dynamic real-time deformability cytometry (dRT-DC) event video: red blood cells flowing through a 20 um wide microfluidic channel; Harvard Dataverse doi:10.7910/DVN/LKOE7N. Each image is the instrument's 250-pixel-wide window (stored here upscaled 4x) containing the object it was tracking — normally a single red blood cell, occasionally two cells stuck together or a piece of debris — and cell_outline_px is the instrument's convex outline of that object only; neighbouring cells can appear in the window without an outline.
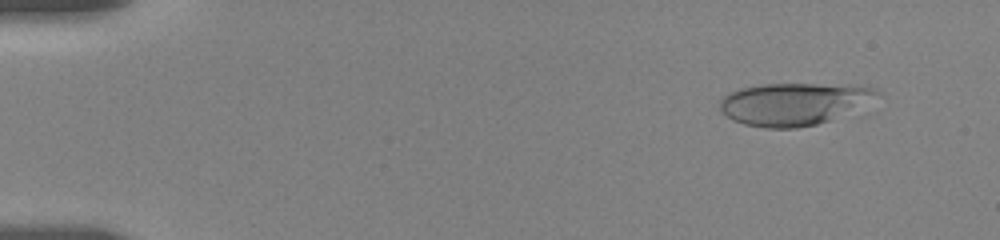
{"species": "human", "species_latin": "Homo sapiens", "temperature_condition": "room temperature", "stored_images_in_passage": 15, "camera_frame_rate_fps": 3000, "um_per_image_px": 0.085, "donor": {"sex": "female"}, "frame": {"image": 1, "passage_image": 4, "time_ms": 1.333, "image_size_px": [1000, 240], "cell_outline_px": [[876, 92], [828, 120], [816, 124], [796, 128], [764, 128], [744, 124], [732, 120], [720, 112], [720, 100], [728, 92], [740, 88], [764, 84], [816, 84], [876, 88]], "centroid_in_image_um": [67.15, 8.84], "position_along_channel_um": 17.8, "area_um2": 36.88}}
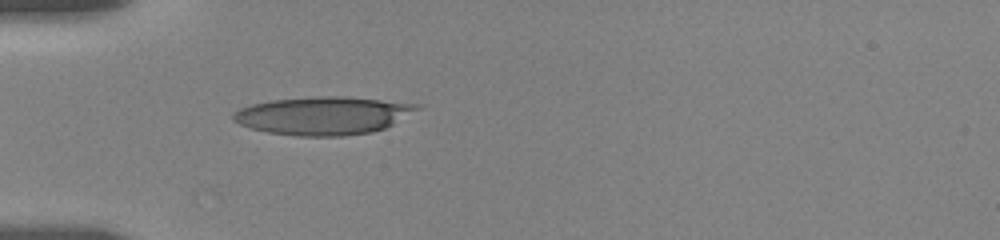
{"frame": {"image": 2, "passage_image": 12, "time_ms": 5.333, "image_size_px": [1000, 240], "cell_outline_px": [[424, 104], [420, 108], [392, 124], [384, 128], [372, 132], [344, 136], [296, 136], [268, 132], [252, 128], [240, 124], [232, 120], [232, 116], [240, 108], [252, 104], [272, 100], [316, 96], [344, 96]], "centroid_in_image_um": [27.49, 9.82], "position_along_channel_um": 57.5, "area_um2": 40.69}}
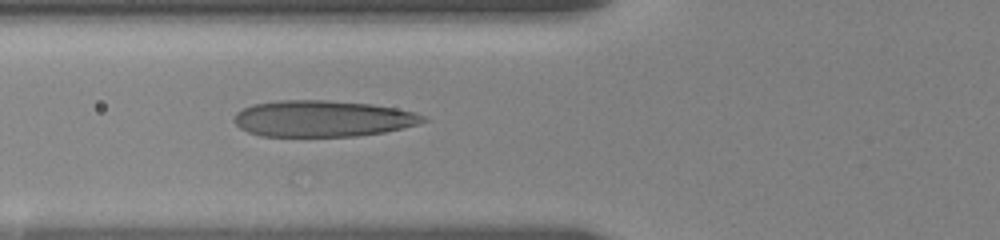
{"frame": {"image": 3, "passage_image": 15, "time_ms": 6.667, "image_size_px": [1000, 240], "cell_outline_px": [[428, 120], [420, 124], [384, 132], [356, 136], [260, 136], [248, 132], [240, 128], [232, 120], [236, 112], [252, 104], [280, 100], [328, 100], [372, 104], [396, 108], [416, 112], [424, 116]], "centroid_in_image_um": [27.42, 10.08], "position_along_channel_um": 98.4, "area_um2": 40.23}}